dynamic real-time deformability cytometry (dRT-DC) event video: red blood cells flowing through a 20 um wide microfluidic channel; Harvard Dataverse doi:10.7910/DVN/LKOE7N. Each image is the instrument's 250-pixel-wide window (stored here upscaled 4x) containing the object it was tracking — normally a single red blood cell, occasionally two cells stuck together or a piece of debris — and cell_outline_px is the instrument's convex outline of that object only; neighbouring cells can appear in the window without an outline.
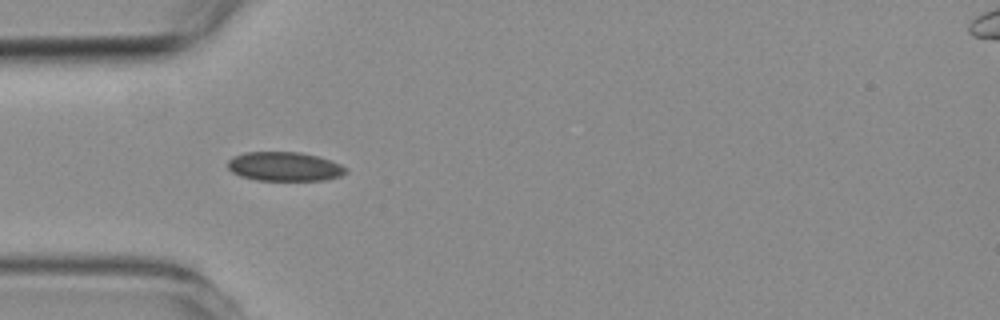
{"species": "common noctule bat (a hibernating species)", "species_latin": "Nyctalus noctula", "temperature_condition": "room temperature", "stored_images_in_passage": 2, "camera_frame_rate_fps": 3000, "um_per_image_px": 0.085, "animal": {"sex": "female", "body_mass_g": 19.3, "forearm_length_mm": 54.1}, "frame": {"image": 1, "passage_image": 1, "time_ms": 0.0, "image_size_px": [1000, 320], "cell_outline_px": [[348, 172], [340, 176], [324, 180], [256, 180], [240, 176], [232, 172], [228, 168], [228, 160], [232, 156], [244, 152], [300, 152], [332, 160], [348, 168]], "centroid_in_image_um": [24.18, 14.15], "position_along_channel_um": 60.8, "area_um2": 20.17}}
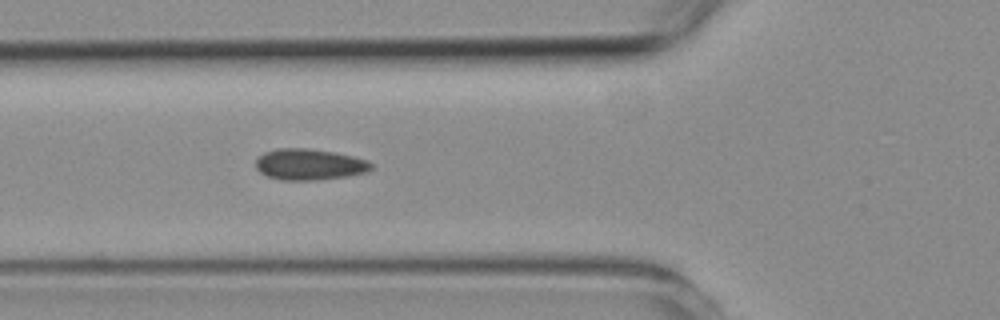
{"frame": {"image": 2, "passage_image": 2, "time_ms": 1.0, "image_size_px": [1000, 320], "cell_outline_px": [[372, 168], [368, 172], [348, 176], [312, 180], [280, 180], [268, 176], [260, 172], [256, 168], [256, 160], [264, 152], [276, 148], [308, 148], [332, 152], [352, 156], [368, 160], [372, 164]], "centroid_in_image_um": [26.29, 13.97], "position_along_channel_um": 99.5, "area_um2": 20.92}}